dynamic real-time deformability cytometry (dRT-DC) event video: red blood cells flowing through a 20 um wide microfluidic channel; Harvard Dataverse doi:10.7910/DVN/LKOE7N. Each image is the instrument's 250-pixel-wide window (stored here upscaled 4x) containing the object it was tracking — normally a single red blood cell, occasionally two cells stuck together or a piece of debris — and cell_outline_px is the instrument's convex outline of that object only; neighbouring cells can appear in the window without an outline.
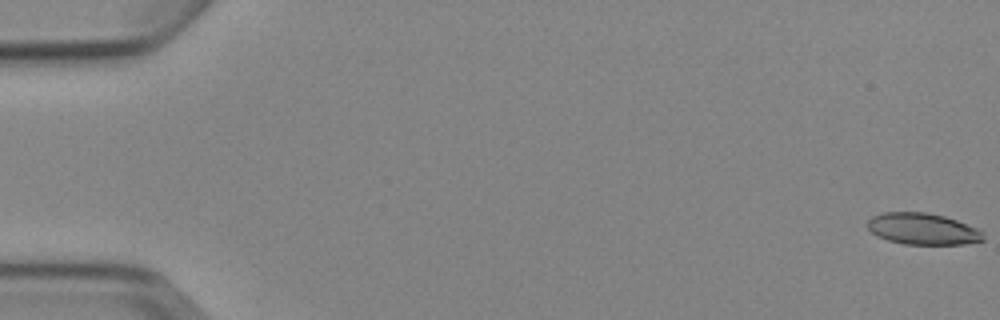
{"species": "Egyptian fruit bat (a non-hibernating species)", "species_latin": "Rousettus aegyptiacus", "temperature_condition": "cold", "stored_images_in_passage": 5, "camera_frame_rate_fps": 3000, "um_per_image_px": 0.085, "animal": {"sex": "female"}, "frame": {"image": 1, "passage_image": 1, "time_ms": 0.0, "image_size_px": [1000, 320], "cell_outline_px": [[984, 240], [964, 244], [904, 244], [888, 240], [876, 236], [868, 228], [868, 220], [872, 216], [884, 212], [928, 212], [944, 216], [956, 220], [976, 228], [984, 232]], "centroid_in_image_um": [78.42, 19.45], "position_along_channel_um": 6.6, "area_um2": 21.21}}